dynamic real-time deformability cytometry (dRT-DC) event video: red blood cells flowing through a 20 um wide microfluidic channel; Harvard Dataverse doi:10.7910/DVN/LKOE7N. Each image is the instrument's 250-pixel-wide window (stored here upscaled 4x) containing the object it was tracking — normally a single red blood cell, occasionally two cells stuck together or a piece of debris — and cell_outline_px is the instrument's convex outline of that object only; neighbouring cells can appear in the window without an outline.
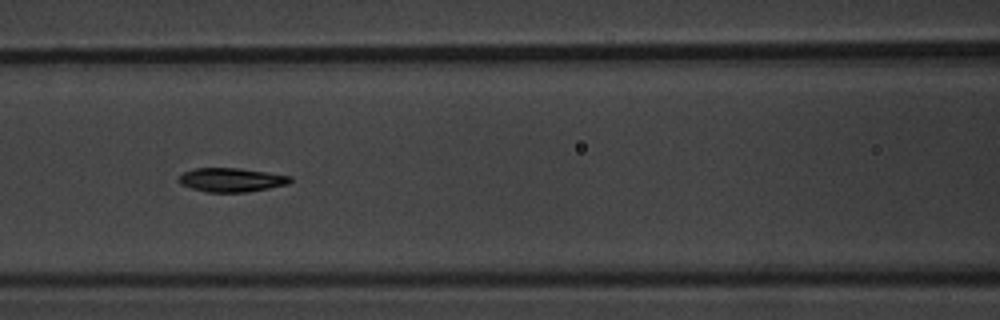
{"species": "common noctule bat (a hibernating species)", "species_latin": "Nyctalus noctula", "temperature_condition": "warm", "stored_images_in_passage": 9, "camera_frame_rate_fps": 3000, "um_per_image_px": 0.085, "animal": {"sex": "male", "body_mass_g": 20.1, "forearm_length_mm": 53.5}, "frame": {"image": 1, "passage_image": 7, "time_ms": 7.333, "image_size_px": [1000, 320], "cell_outline_px": [[292, 180], [288, 184], [268, 188], [244, 192], [208, 192], [192, 188], [180, 184], [180, 176], [184, 172], [196, 168], [240, 168], [268, 172], [292, 176]], "centroid_in_image_um": [19.7, 15.28], "position_along_channel_um": 146.9, "area_um2": 15.37}}
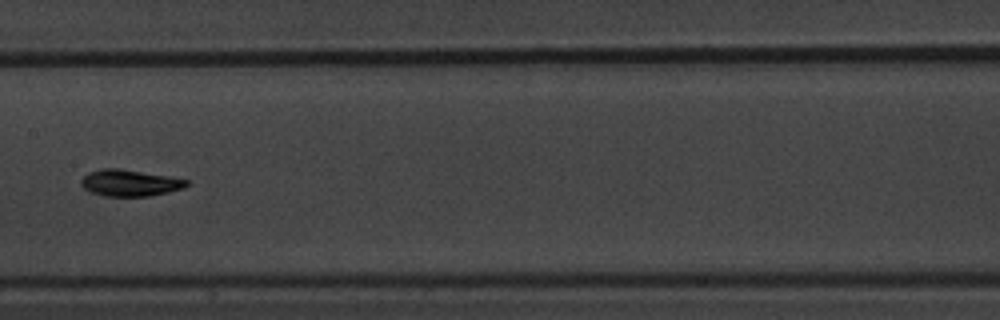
{"frame": {"image": 2, "passage_image": 8, "time_ms": 8.667, "image_size_px": [1000, 320], "cell_outline_px": [[188, 184], [184, 188], [168, 192], [148, 196], [104, 196], [88, 192], [80, 184], [80, 180], [88, 172], [100, 168], [120, 168], [168, 176], [188, 180]], "centroid_in_image_um": [10.98, 15.54], "position_along_channel_um": 196.4, "area_um2": 16.42}}
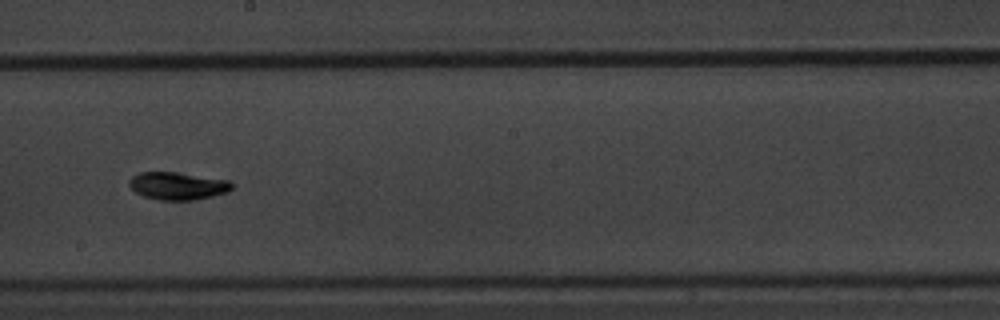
{"frame": {"image": 3, "passage_image": 9, "time_ms": 9.667, "image_size_px": [1000, 320], "cell_outline_px": [[232, 188], [228, 192], [212, 196], [192, 200], [164, 200], [144, 196], [136, 192], [128, 184], [128, 180], [132, 176], [140, 172], [176, 172], [228, 180], [232, 184]], "centroid_in_image_um": [15.09, 15.79], "position_along_channel_um": 233.1, "area_um2": 16.36}}